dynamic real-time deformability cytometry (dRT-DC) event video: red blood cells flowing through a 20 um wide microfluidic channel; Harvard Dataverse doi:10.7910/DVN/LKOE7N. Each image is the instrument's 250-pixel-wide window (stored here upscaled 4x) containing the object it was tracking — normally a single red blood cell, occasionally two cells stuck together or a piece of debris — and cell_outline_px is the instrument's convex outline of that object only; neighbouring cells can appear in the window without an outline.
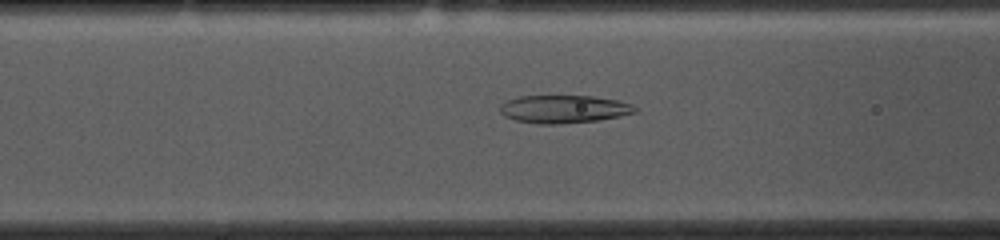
{"species": "common noctule bat (a hibernating species)", "species_latin": "Nyctalus noctula", "temperature_condition": "cold", "stored_images_in_passage": 35, "camera_frame_rate_fps": 3000, "um_per_image_px": 0.085, "animal": {"sex": "female", "body_mass_g": 10.0, "forearm_length_mm": 53.1}, "frame": {"image": 1, "passage_image": 8, "time_ms": 2.333, "image_size_px": [1000, 240], "cell_outline_px": [[636, 112], [620, 116], [596, 120], [556, 124], [540, 124], [516, 120], [504, 116], [500, 112], [500, 104], [508, 100], [520, 96], [592, 96], [620, 100], [632, 104], [636, 108]], "centroid_in_image_um": [47.92, 9.26], "position_along_channel_um": 118.7, "area_um2": 21.85}}
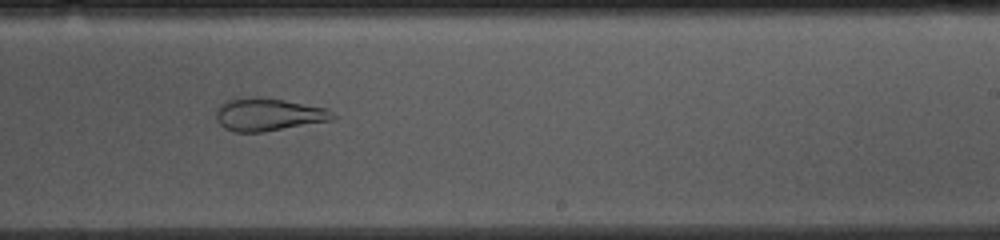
{"frame": {"image": 2, "passage_image": 20, "time_ms": 6.333, "image_size_px": [1000, 240], "cell_outline_px": [[336, 120], [264, 132], [232, 132], [224, 128], [216, 120], [216, 112], [220, 104], [236, 96], [252, 96], [284, 100], [328, 108], [336, 116]], "centroid_in_image_um": [22.81, 9.73], "position_along_channel_um": 266.2, "area_um2": 22.77}}
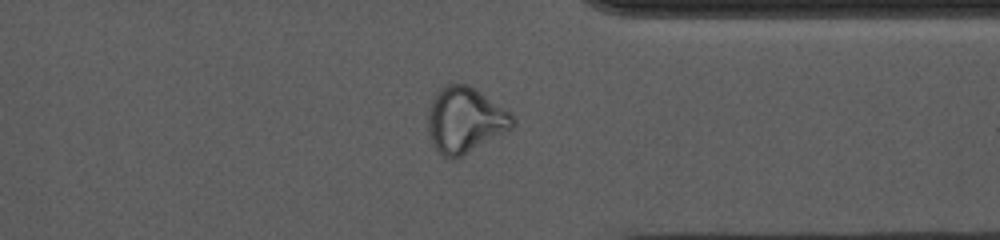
{"frame": {"image": 3, "passage_image": 29, "time_ms": 9.333, "image_size_px": [1000, 240], "cell_outline_px": [[516, 124], [508, 132], [452, 160], [444, 156], [432, 144], [428, 132], [428, 112], [432, 100], [436, 92], [444, 84], [468, 84], [476, 88], [512, 112], [516, 116]], "centroid_in_image_um": [39.57, 10.18], "position_along_channel_um": 371.8, "area_um2": 32.83}, "authors_computed_cell_mechanics": {"area_um2": 23.698, "velocity_mm_per_s": 3.6869, "shape_relaxation_time_tau1_ms": null, "shape_relaxation_time_tau2_ms": 1.7892, "deformation_change_tau1": null, "deformation_change_tau2": 0.088}}